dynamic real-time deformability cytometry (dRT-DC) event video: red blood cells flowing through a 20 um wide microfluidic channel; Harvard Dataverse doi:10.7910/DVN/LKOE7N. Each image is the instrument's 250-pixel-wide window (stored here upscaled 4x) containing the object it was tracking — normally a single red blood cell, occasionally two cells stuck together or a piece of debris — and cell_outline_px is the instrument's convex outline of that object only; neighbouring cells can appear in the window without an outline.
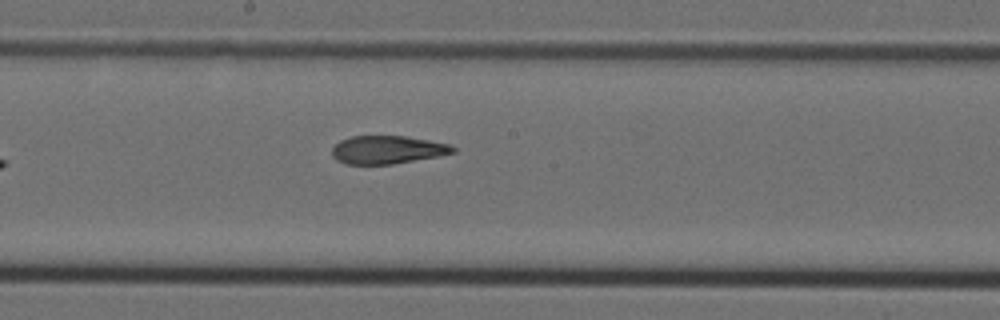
{"species": "Egyptian fruit bat (a non-hibernating species)", "species_latin": "Rousettus aegyptiacus", "temperature_condition": "cold", "stored_images_in_passage": 7, "camera_frame_rate_fps": 3000, "um_per_image_px": 0.085, "animal": {"sex": "female"}, "frame": {"image": 1, "passage_image": 7, "time_ms": 2.0, "image_size_px": [1000, 320], "cell_outline_px": [[456, 152], [436, 156], [392, 164], [344, 164], [336, 160], [332, 156], [332, 148], [340, 140], [352, 136], [404, 136], [428, 140], [448, 144], [456, 148]], "centroid_in_image_um": [32.88, 12.73], "position_along_channel_um": 215.3, "area_um2": 19.65}}